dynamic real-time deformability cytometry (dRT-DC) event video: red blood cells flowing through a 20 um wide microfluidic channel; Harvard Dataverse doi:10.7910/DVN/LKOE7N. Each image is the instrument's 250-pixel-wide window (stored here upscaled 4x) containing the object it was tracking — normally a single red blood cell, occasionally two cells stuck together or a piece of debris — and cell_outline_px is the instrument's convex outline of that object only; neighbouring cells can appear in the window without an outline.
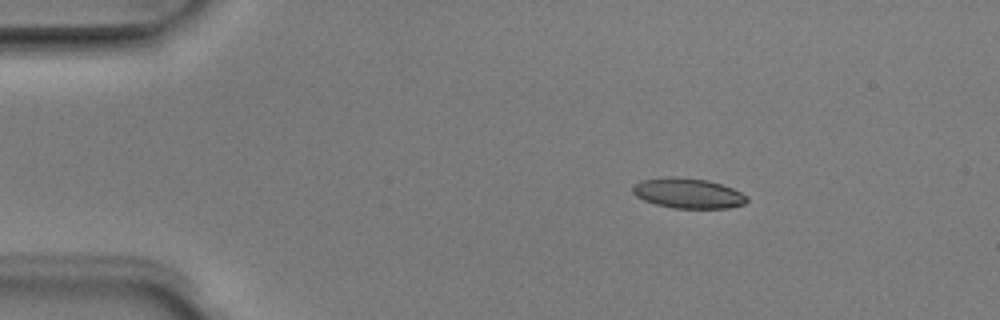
{"species": "Egyptian fruit bat (a non-hibernating species)", "species_latin": "Rousettus aegyptiacus", "temperature_condition": "room temperature", "stored_images_in_passage": 5, "camera_frame_rate_fps": 3000, "um_per_image_px": 0.085, "animal": {"sex": "male"}, "frame": {"image": 1, "passage_image": 3, "time_ms": 0.667, "image_size_px": [1000, 320], "cell_outline_px": [[748, 200], [744, 204], [728, 208], [672, 208], [656, 204], [644, 200], [636, 196], [632, 192], [632, 184], [640, 180], [664, 176], [676, 176], [708, 180], [732, 188], [748, 196]], "centroid_in_image_um": [58.44, 16.41], "position_along_channel_um": 26.6, "area_um2": 20.29}}
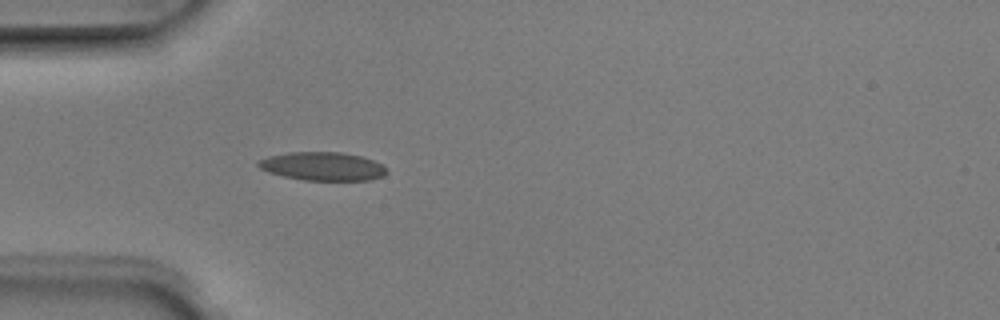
{"frame": {"image": 2, "passage_image": 5, "time_ms": 1.333, "image_size_px": [1000, 320], "cell_outline_px": [[388, 172], [384, 176], [368, 180], [304, 180], [284, 176], [268, 172], [260, 168], [256, 164], [256, 160], [268, 156], [288, 152], [340, 152], [360, 156], [372, 160], [380, 164]], "centroid_in_image_um": [27.37, 14.13], "position_along_channel_um": 57.6, "area_um2": 21.21}}